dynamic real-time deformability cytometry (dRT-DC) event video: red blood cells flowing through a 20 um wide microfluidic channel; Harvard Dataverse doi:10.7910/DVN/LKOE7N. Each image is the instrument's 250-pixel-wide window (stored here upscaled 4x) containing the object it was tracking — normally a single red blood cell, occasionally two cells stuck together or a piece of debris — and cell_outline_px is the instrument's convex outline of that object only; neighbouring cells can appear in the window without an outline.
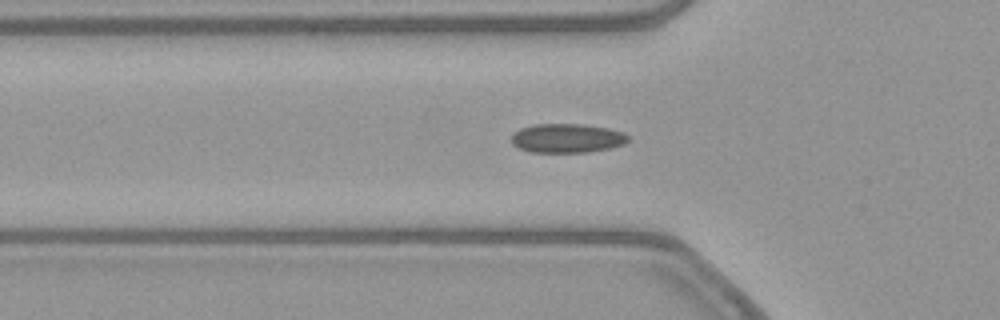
{"species": "common noctule bat (a hibernating species)", "species_latin": "Nyctalus noctula", "temperature_condition": "warm", "stored_images_in_passage": 46, "camera_frame_rate_fps": 3000, "um_per_image_px": 0.085, "animal": {"sex": "female", "body_mass_g": 21.9}, "frame": {"image": 1, "passage_image": 17, "time_ms": 5.333, "image_size_px": [1000, 320], "cell_outline_px": [[632, 140], [624, 144], [608, 148], [588, 152], [532, 152], [520, 148], [512, 144], [512, 136], [520, 128], [532, 124], [584, 124], [608, 128], [624, 132]], "centroid_in_image_um": [48.24, 11.74], "position_along_channel_um": 77.6, "area_um2": 19.83}}
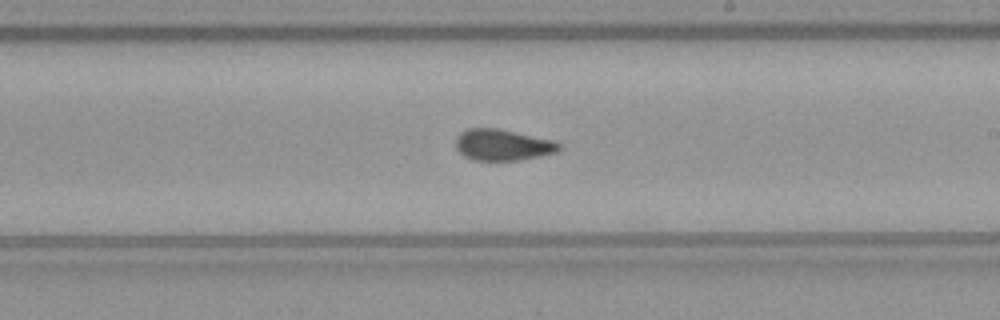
{"frame": {"image": 2, "passage_image": 30, "time_ms": 9.667, "image_size_px": [1000, 320], "cell_outline_px": [[560, 148], [556, 152], [540, 156], [520, 160], [472, 160], [464, 156], [456, 148], [456, 136], [460, 132], [468, 128], [496, 128], [552, 140], [560, 144]], "centroid_in_image_um": [42.68, 12.32], "position_along_channel_um": 246.3, "area_um2": 18.67}}
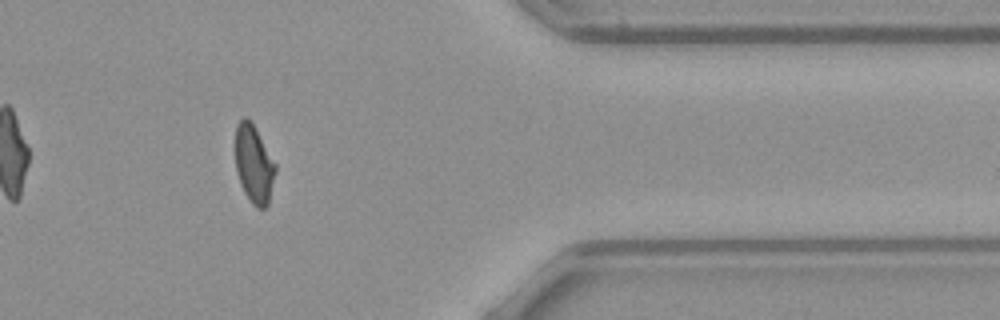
{"frame": {"image": 3, "passage_image": 43, "time_ms": 14.0, "image_size_px": [1000, 320], "cell_outline_px": [[276, 172], [268, 204], [264, 208], [256, 208], [252, 204], [244, 192], [240, 184], [236, 168], [236, 124], [244, 116], [252, 120], [276, 164]], "centroid_in_image_um": [21.59, 13.93], "position_along_channel_um": 389.8, "area_um2": 18.38}}